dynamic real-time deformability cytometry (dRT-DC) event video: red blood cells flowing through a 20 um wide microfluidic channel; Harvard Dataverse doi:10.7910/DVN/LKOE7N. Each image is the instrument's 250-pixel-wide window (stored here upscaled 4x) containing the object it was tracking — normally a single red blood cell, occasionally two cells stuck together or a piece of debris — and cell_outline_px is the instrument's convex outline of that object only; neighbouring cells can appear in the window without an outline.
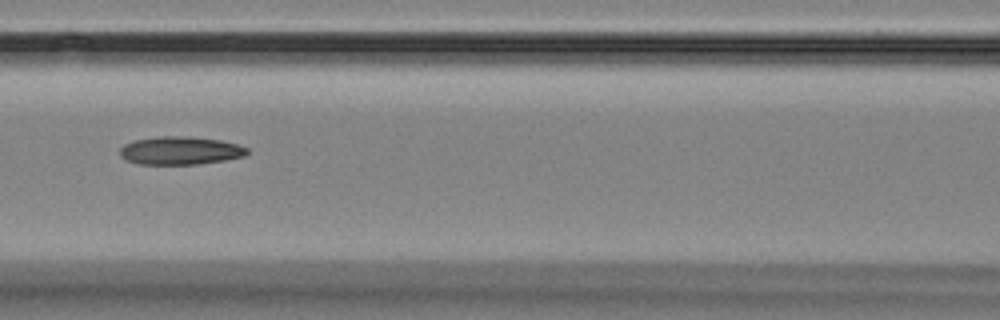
{"species": "Egyptian fruit bat (a non-hibernating species)", "species_latin": "Rousettus aegyptiacus", "temperature_condition": "room temperature", "stored_images_in_passage": 7, "camera_frame_rate_fps": 3000, "um_per_image_px": 0.085, "animal": {"sex": "female"}, "frame": {"image": 1, "passage_image": 7, "time_ms": 7.0, "image_size_px": [1000, 320], "cell_outline_px": [[248, 152], [244, 156], [224, 160], [200, 164], [136, 164], [124, 160], [120, 156], [120, 148], [124, 144], [132, 140], [156, 136], [192, 136], [220, 140], [236, 144], [248, 148]], "centroid_in_image_um": [15.27, 12.79], "position_along_channel_um": 151.3, "area_um2": 21.1}}